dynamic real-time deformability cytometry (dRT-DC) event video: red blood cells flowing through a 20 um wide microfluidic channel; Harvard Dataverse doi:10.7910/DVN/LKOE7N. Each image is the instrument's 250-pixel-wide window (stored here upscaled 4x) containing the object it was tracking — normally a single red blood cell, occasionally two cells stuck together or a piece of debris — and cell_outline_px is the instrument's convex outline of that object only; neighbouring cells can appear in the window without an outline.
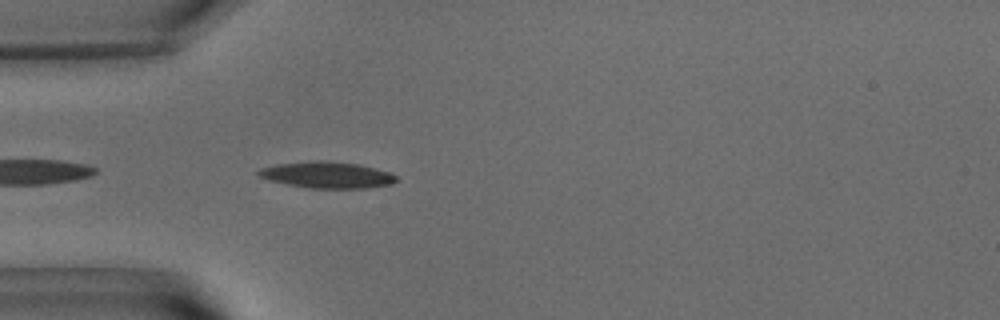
{"species": "common noctule bat (a hibernating species)", "species_latin": "Nyctalus noctula", "temperature_condition": "warm", "stored_images_in_passage": 5, "camera_frame_rate_fps": 3000, "um_per_image_px": 0.085, "animal": {"sex": "male", "body_mass_g": 15.6}, "frame": {"image": 1, "passage_image": 2, "time_ms": 0.333, "image_size_px": [1000, 320], "cell_outline_px": [[400, 180], [392, 184], [368, 188], [308, 188], [268, 180], [260, 176], [256, 172], [260, 168], [276, 164], [312, 160], [324, 160], [360, 164], [376, 168], [388, 172], [396, 176]], "centroid_in_image_um": [27.82, 14.86], "position_along_channel_um": 57.2, "area_um2": 21.39}}